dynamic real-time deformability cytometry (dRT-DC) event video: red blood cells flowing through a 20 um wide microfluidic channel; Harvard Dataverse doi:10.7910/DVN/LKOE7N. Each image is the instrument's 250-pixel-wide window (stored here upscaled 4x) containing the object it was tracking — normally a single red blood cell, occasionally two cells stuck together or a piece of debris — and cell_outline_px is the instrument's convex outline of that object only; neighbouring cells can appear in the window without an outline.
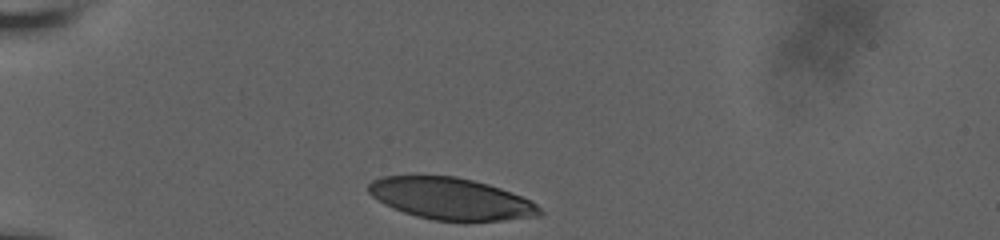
{"species": "human", "species_latin": "Homo sapiens", "temperature_condition": "room temperature", "stored_images_in_passage": 25, "camera_frame_rate_fps": 3000, "um_per_image_px": 0.085, "donor": {"sex": "male"}, "frame": {"image": 1, "passage_image": 1, "time_ms": 0.0, "image_size_px": [1000, 240], "cell_outline_px": [[544, 216], [464, 224], [432, 220], [416, 216], [404, 212], [384, 204], [372, 196], [368, 192], [368, 184], [372, 180], [380, 176], [456, 176], [488, 184], [512, 192], [532, 200], [544, 212]], "centroid_in_image_um": [38.39, 16.93], "position_along_channel_um": 46.6, "area_um2": 42.66}}
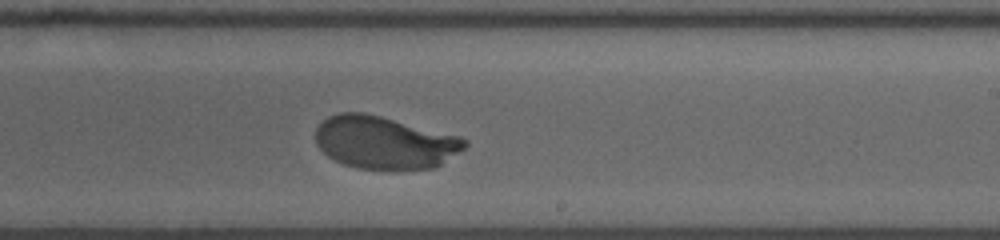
{"frame": {"image": 2, "passage_image": 15, "time_ms": 6.667, "image_size_px": [1000, 240], "cell_outline_px": [[468, 144], [464, 148], [440, 164], [432, 168], [356, 168], [344, 164], [328, 156], [316, 144], [316, 128], [328, 116], [336, 112], [364, 112], [460, 136], [468, 140]], "centroid_in_image_um": [32.66, 12.08], "position_along_channel_um": 256.3, "area_um2": 45.2}}
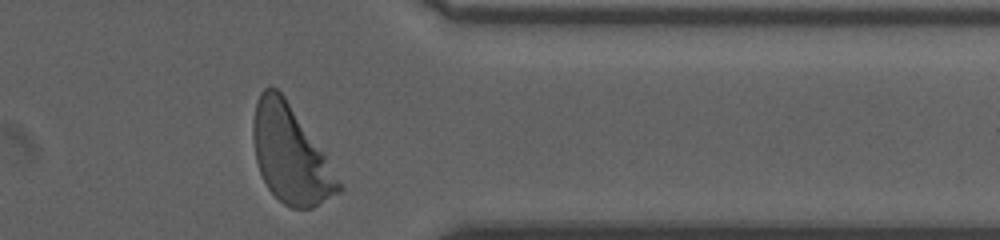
{"frame": {"image": 3, "passage_image": 25, "time_ms": 10.333, "image_size_px": [1000, 240], "cell_outline_px": [[344, 188], [340, 192], [312, 208], [292, 208], [284, 204], [268, 188], [260, 172], [256, 160], [252, 136], [252, 120], [256, 100], [260, 92], [264, 88], [276, 88], [284, 96], [324, 152]], "centroid_in_image_um": [24.68, 13.13], "position_along_channel_um": 386.7, "area_um2": 48.15}, "authors_computed_cell_mechanics": {"area_um2": 46.4712, "velocity_mm_per_s": 3.7333, "shape_relaxation_time_tau1_ms": 2.7699, "shape_relaxation_time_tau2_ms": null, "deformation_change_tau1": 0.1894, "deformation_change_tau2": null}}